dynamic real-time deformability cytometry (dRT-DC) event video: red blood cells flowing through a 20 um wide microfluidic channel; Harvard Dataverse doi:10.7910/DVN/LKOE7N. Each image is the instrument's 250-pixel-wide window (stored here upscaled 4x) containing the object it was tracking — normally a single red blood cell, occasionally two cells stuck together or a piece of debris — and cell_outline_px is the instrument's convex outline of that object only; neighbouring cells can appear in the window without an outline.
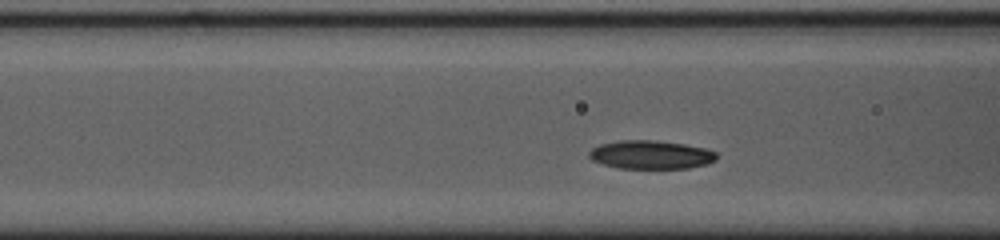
{"species": "common noctule bat (a hibernating species)", "species_latin": "Nyctalus noctula", "temperature_condition": "cold", "stored_images_in_passage": 29, "camera_frame_rate_fps": 3000, "um_per_image_px": 0.085, "animal": {"sex": "female", "body_mass_g": 23.0, "forearm_length_mm": 53.4}, "frame": {"image": 1, "passage_image": 6, "time_ms": 1.667, "image_size_px": [1000, 240], "cell_outline_px": [[716, 160], [708, 164], [688, 168], [620, 168], [604, 164], [592, 160], [588, 156], [588, 152], [592, 148], [600, 144], [620, 140], [656, 140], [684, 144], [704, 148], [716, 152]], "centroid_in_image_um": [55.32, 13.15], "position_along_channel_um": 111.3, "area_um2": 21.15}}
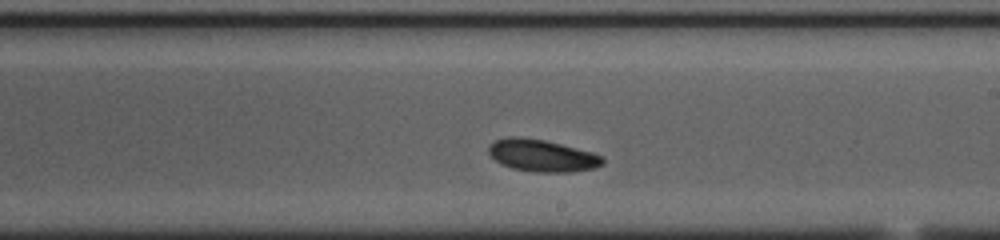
{"frame": {"image": 2, "passage_image": 17, "time_ms": 5.333, "image_size_px": [1000, 240], "cell_outline_px": [[604, 164], [596, 168], [572, 172], [532, 172], [512, 168], [500, 164], [488, 152], [488, 144], [496, 140], [508, 136], [520, 136], [544, 140], [592, 152], [604, 156]], "centroid_in_image_um": [46.08, 13.23], "position_along_channel_um": 242.9, "area_um2": 21.56}}
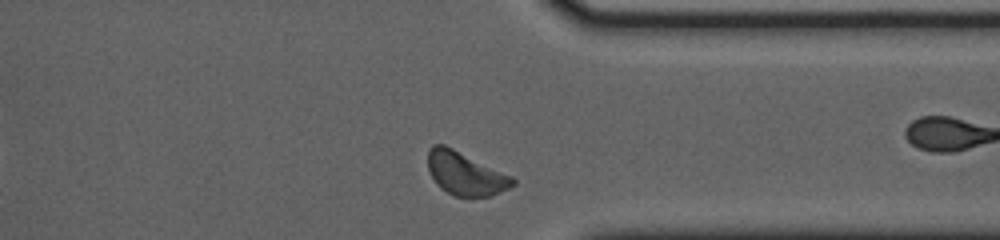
{"frame": {"image": 3, "passage_image": 28, "time_ms": 9.0, "image_size_px": [1000, 240], "cell_outline_px": [[516, 184], [492, 196], [472, 200], [452, 196], [440, 188], [436, 184], [428, 172], [428, 152], [432, 144], [444, 144], [512, 176], [516, 180]], "centroid_in_image_um": [39.55, 14.81], "position_along_channel_um": 371.9, "area_um2": 21.96}}